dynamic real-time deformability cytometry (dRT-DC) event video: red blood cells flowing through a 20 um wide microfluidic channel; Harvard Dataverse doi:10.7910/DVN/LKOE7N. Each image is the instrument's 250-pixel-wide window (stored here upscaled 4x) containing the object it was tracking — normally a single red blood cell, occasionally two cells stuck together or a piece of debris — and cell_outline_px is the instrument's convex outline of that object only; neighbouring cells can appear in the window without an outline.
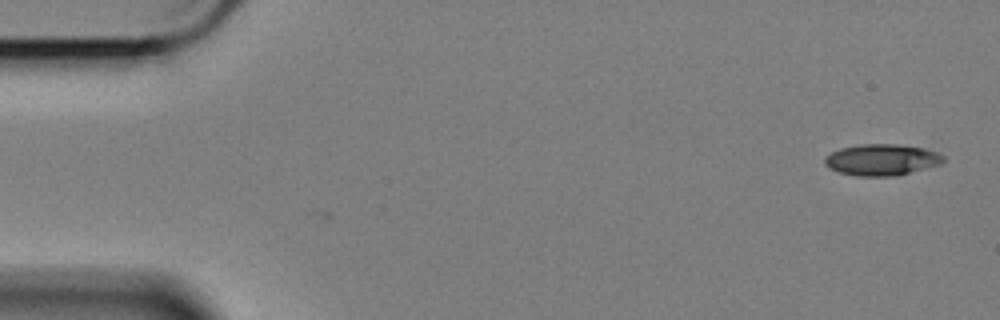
{"species": "Egyptian fruit bat (a non-hibernating species)", "species_latin": "Rousettus aegyptiacus", "temperature_condition": "cold", "stored_images_in_passage": 15, "camera_frame_rate_fps": 3000, "um_per_image_px": 0.085, "animal": {"sex": "female"}, "frame": {"image": 1, "passage_image": 1, "time_ms": 0.0, "image_size_px": [1000, 320], "cell_outline_px": [[944, 160], [940, 164], [896, 176], [856, 176], [840, 172], [828, 168], [824, 164], [824, 156], [840, 148], [860, 144], [896, 144], [924, 148], [936, 152], [944, 156]], "centroid_in_image_um": [74.91, 13.58], "position_along_channel_um": 10.1, "area_um2": 21.68}}
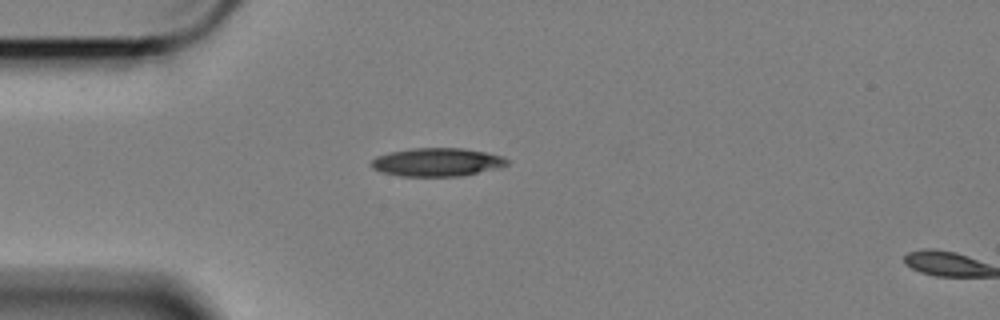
{"frame": {"image": 2, "passage_image": 14, "time_ms": 4.333, "image_size_px": [1000, 320], "cell_outline_px": [[508, 164], [500, 168], [460, 176], [400, 176], [380, 172], [372, 168], [368, 164], [376, 156], [388, 152], [412, 148], [464, 148], [504, 156], [508, 160]], "centroid_in_image_um": [37.12, 13.78], "position_along_channel_um": 47.9, "area_um2": 22.66}}